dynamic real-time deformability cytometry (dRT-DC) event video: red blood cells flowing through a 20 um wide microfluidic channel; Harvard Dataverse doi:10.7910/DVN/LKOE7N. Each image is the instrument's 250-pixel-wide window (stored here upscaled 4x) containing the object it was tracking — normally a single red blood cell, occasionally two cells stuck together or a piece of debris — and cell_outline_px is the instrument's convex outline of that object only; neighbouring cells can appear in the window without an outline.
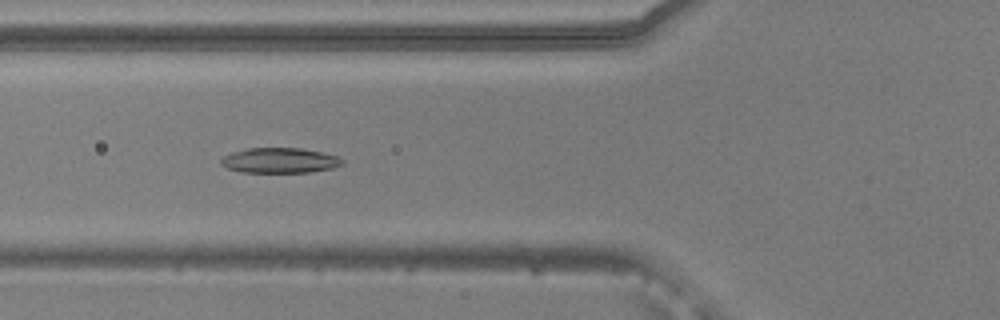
{"species": "common noctule bat (a hibernating species)", "species_latin": "Nyctalus noctula", "temperature_condition": "warm", "stored_images_in_passage": 53, "camera_frame_rate_fps": 3000, "um_per_image_px": 0.085, "animal": {"sex": "male", "body_mass_g": 20.5, "forearm_length_mm": 52.5}, "frame": {"image": 1, "passage_image": 20, "time_ms": 6.333, "image_size_px": [1000, 320], "cell_outline_px": [[344, 164], [332, 168], [308, 172], [240, 172], [228, 168], [220, 164], [220, 160], [224, 156], [232, 152], [248, 148], [300, 148], [320, 152], [336, 156], [344, 160]], "centroid_in_image_um": [23.76, 13.64], "position_along_channel_um": 102.0, "area_um2": 17.69}}
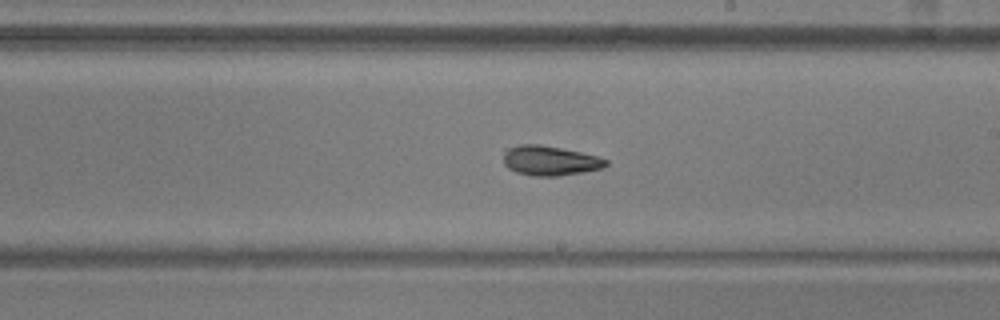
{"frame": {"image": 2, "passage_image": 31, "time_ms": 10.0, "image_size_px": [1000, 320], "cell_outline_px": [[608, 164], [604, 168], [584, 172], [560, 176], [532, 176], [516, 172], [508, 168], [504, 164], [504, 148], [520, 144], [540, 144], [580, 152], [596, 156], [608, 160]], "centroid_in_image_um": [46.73, 13.66], "position_along_channel_um": 242.3, "area_um2": 17.92}}
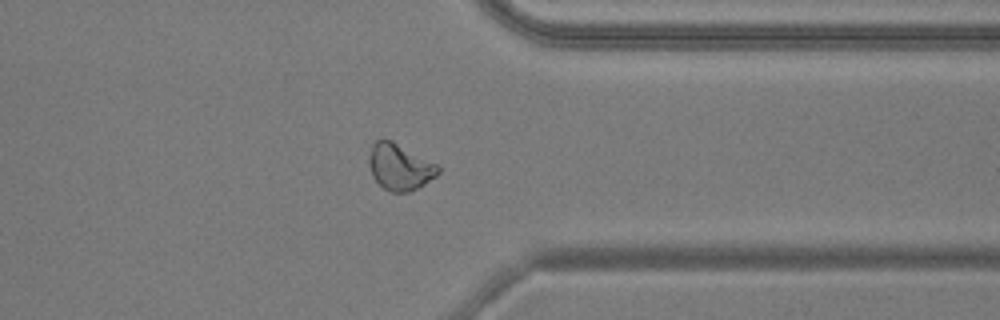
{"frame": {"image": 3, "passage_image": 42, "time_ms": 13.667, "image_size_px": [1000, 320], "cell_outline_px": [[440, 172], [436, 176], [424, 184], [408, 192], [392, 192], [384, 188], [372, 176], [368, 164], [368, 156], [372, 144], [376, 140], [392, 140], [436, 164], [440, 168]], "centroid_in_image_um": [33.95, 14.18], "position_along_channel_um": 377.5, "area_um2": 18.5}, "authors_computed_cell_mechanics": {"area_um2": 18.6694, "velocity_mm_per_s": 3.8081, "shape_relaxation_time_tau1_ms": 5.7637, "shape_relaxation_time_tau2_ms": 5.4673, "deformation_change_tau1": 0.1803, "deformation_change_tau2": 0.1003}}